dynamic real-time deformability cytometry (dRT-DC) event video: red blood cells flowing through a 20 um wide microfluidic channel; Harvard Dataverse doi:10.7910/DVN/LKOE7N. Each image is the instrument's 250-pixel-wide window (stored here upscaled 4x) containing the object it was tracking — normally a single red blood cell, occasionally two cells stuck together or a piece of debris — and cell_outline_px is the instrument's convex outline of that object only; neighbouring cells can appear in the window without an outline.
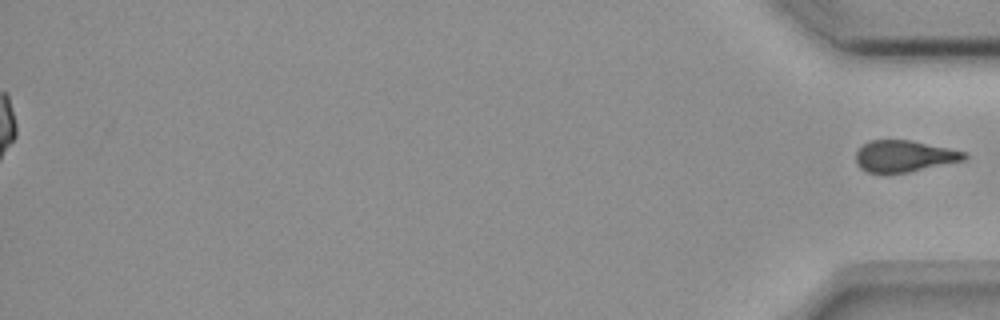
{"species": "common noctule bat (a hibernating species)", "species_latin": "Nyctalus noctula", "temperature_condition": "room temperature", "stored_images_in_passage": 40, "segment_of_instrument_passage": [2, 2], "camera_frame_rate_fps": 3000, "um_per_image_px": 0.085, "animal": {"sex": "female", "body_mass_g": 18.4}, "frame": {"image": 1, "passage_image": 40, "time_ms": 13.0, "image_size_px": [1000, 320], "cell_outline_px": [[968, 156], [964, 160], [908, 172], [868, 172], [860, 168], [856, 164], [856, 152], [864, 144], [872, 140], [908, 140], [948, 148], [964, 152]], "centroid_in_image_um": [76.83, 13.27], "position_along_channel_um": 358.4, "area_um2": 19.48}}